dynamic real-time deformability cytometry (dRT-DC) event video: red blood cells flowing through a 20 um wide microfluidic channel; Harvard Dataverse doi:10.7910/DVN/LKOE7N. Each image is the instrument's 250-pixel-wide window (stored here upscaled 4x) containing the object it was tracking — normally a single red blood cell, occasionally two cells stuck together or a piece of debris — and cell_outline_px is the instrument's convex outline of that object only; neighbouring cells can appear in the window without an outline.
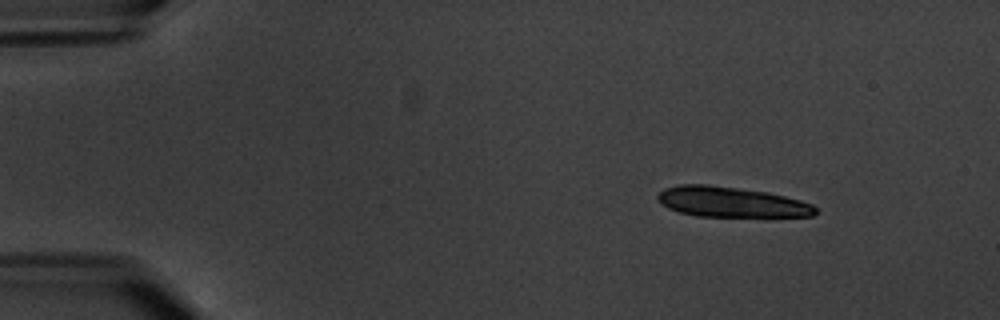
{"species": "common noctule bat (a hibernating species)", "species_latin": "Nyctalus noctula", "temperature_condition": "warm", "stored_images_in_passage": 14, "camera_frame_rate_fps": 3000, "um_per_image_px": 0.085, "animal": {"sex": "male", "body_mass_g": 20.1, "forearm_length_mm": 53.5}, "frame": {"image": 1, "passage_image": 1, "time_ms": 0.0, "image_size_px": [1000, 320], "cell_outline_px": [[816, 212], [812, 216], [764, 220], [696, 216], [680, 212], [668, 208], [660, 204], [656, 196], [664, 188], [680, 184], [708, 184], [768, 192], [800, 200], [812, 204], [816, 208]], "centroid_in_image_um": [62.23, 17.23], "position_along_channel_um": 22.8, "area_um2": 29.42}}
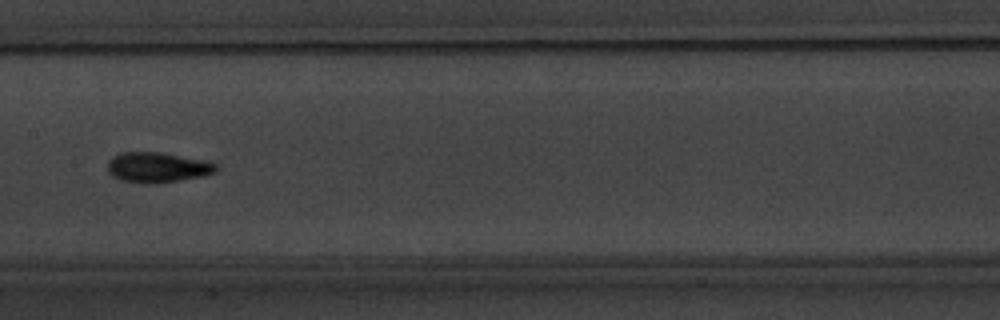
{"frame": {"image": 2, "passage_image": 7, "time_ms": 8.0, "image_size_px": [1000, 320], "cell_outline_px": [[220, 168], [216, 172], [204, 176], [156, 184], [148, 184], [120, 180], [112, 176], [108, 172], [108, 160], [112, 156], [120, 152], [160, 152], [204, 160], [216, 164]], "centroid_in_image_um": [13.38, 14.23], "position_along_channel_um": 194.0, "area_um2": 19.36}, "authors_computed_cell_mechanics": {"area_um2": 18.1781, "velocity_mm_per_s": 3.3731, "shape_relaxation_time_tau1_ms": 3.0058, "shape_relaxation_time_tau2_ms": 2.3095, "deformation_change_tau1": 0.1466, "deformation_change_tau2": 0.0705}}